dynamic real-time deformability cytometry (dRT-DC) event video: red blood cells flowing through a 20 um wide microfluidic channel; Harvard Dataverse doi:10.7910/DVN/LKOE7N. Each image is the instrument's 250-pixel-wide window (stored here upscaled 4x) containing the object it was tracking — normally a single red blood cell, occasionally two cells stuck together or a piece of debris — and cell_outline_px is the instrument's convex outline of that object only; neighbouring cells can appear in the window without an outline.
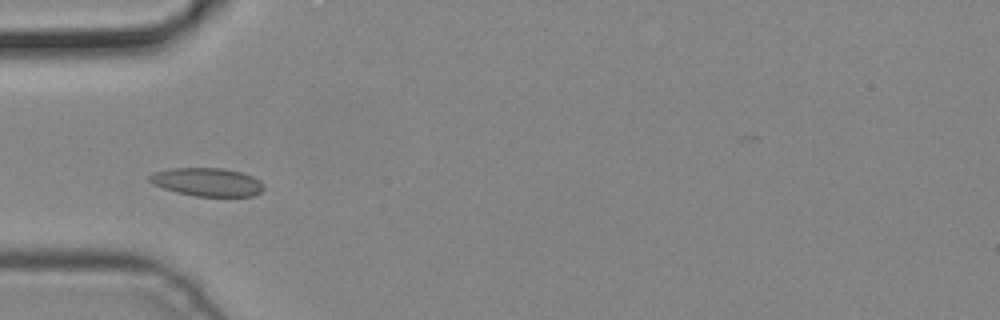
{"species": "common noctule bat (a hibernating species)", "species_latin": "Nyctalus noctula", "temperature_condition": "cold", "stored_images_in_passage": 5, "camera_frame_rate_fps": 3000, "um_per_image_px": 0.085, "animal": {"sex": "male", "body_mass_g": 19.2, "forearm_length_mm": 51.8}, "frame": {"image": 1, "passage_image": 4, "time_ms": 1.0, "image_size_px": [1000, 320], "cell_outline_px": [[264, 188], [260, 192], [252, 196], [196, 196], [176, 192], [152, 184], [148, 180], [148, 176], [152, 172], [172, 168], [224, 168], [240, 172], [252, 176], [260, 180], [264, 184]], "centroid_in_image_um": [17.59, 15.46], "position_along_channel_um": 67.4, "area_um2": 18.9}}